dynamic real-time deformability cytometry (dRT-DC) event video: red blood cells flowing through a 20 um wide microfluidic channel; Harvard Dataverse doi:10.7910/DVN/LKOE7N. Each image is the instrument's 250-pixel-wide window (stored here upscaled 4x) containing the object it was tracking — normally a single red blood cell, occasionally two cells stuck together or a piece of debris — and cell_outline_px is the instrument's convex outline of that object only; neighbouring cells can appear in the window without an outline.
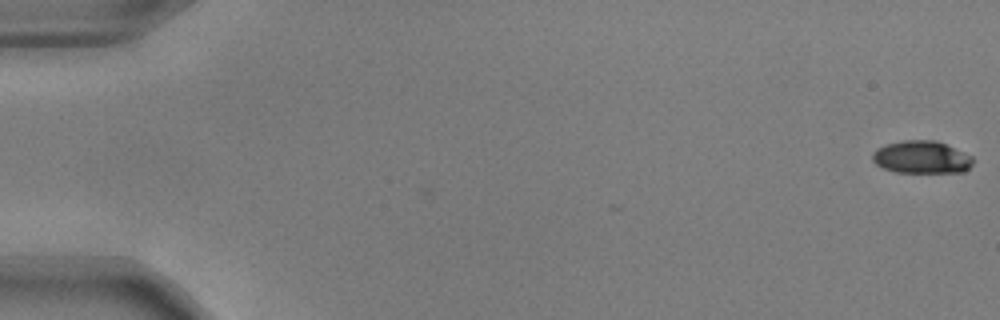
{"species": "common noctule bat (a hibernating species)", "species_latin": "Nyctalus noctula", "temperature_condition": "warm", "stored_images_in_passage": 55, "camera_frame_rate_fps": 3000, "um_per_image_px": 0.085, "animal": {"sex": "male", "body_mass_g": 17.9, "forearm_length_mm": 54.2}, "frame": {"image": 1, "passage_image": 1, "time_ms": 0.0, "image_size_px": [1000, 320], "cell_outline_px": [[972, 164], [964, 172], [896, 172], [884, 168], [876, 164], [872, 160], [872, 152], [876, 148], [884, 144], [904, 140], [936, 140], [972, 156]], "centroid_in_image_um": [78.29, 13.35], "position_along_channel_um": 6.7, "area_um2": 19.07}}
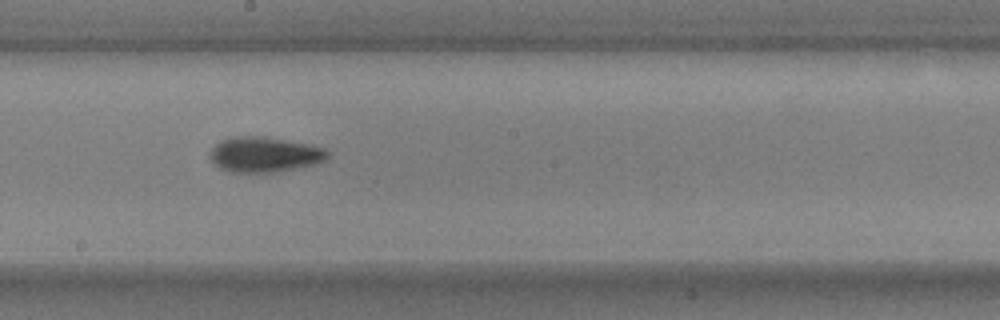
{"frame": {"image": 2, "passage_image": 31, "time_ms": 10.0, "image_size_px": [1000, 320], "cell_outline_px": [[328, 156], [324, 160], [312, 164], [280, 172], [228, 172], [220, 168], [208, 156], [212, 148], [220, 140], [232, 136], [264, 136], [312, 144], [324, 148], [328, 152]], "centroid_in_image_um": [22.46, 13.12], "position_along_channel_um": 225.7, "area_um2": 24.28}}
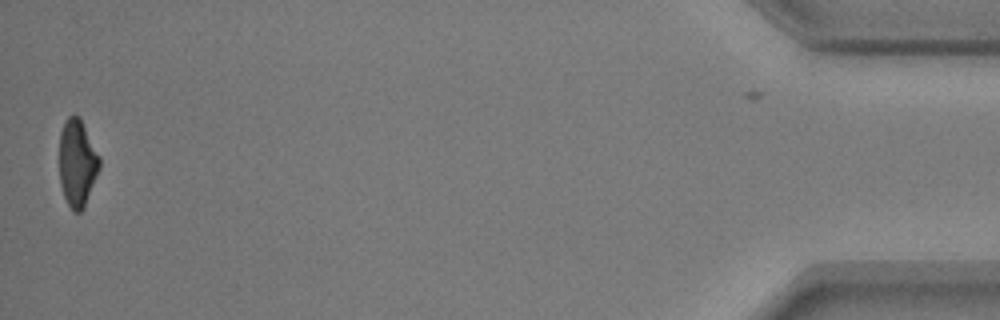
{"frame": {"image": 3, "passage_image": 54, "time_ms": 17.667, "image_size_px": [1000, 320], "cell_outline_px": [[100, 168], [84, 208], [80, 212], [76, 212], [68, 204], [64, 196], [60, 184], [60, 132], [68, 116], [80, 116], [100, 156]], "centroid_in_image_um": [6.58, 13.84], "position_along_channel_um": 428.6, "area_um2": 20.35}, "authors_computed_cell_mechanics": {"area_um2": 21.8484, "velocity_mm_per_s": 3.7754, "shape_relaxation_time_tau1_ms": 2.4598, "shape_relaxation_time_tau2_ms": 4.3325, "deformation_change_tau1": 0.1642, "deformation_change_tau2": 0.1158}}